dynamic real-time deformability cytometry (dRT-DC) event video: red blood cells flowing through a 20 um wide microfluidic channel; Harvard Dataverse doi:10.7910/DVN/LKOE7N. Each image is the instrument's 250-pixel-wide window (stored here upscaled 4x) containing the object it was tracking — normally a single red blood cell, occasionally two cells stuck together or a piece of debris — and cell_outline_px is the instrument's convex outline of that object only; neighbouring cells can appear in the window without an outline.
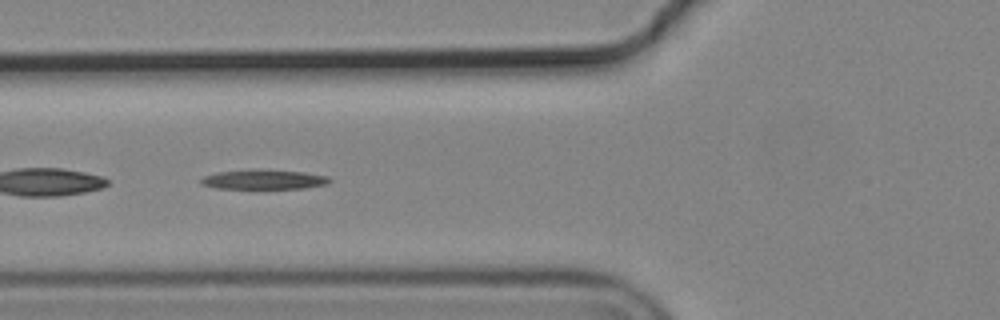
{"species": "common noctule bat (a hibernating species)", "species_latin": "Nyctalus noctula", "temperature_condition": "cold", "stored_images_in_passage": 53, "segment_of_instrument_passage": [2, 2], "camera_frame_rate_fps": 3000, "um_per_image_px": 0.085, "animal": {"sex": "male", "body_mass_g": 19.2, "forearm_length_mm": 51.8}, "frame": {"image": 1, "passage_image": 19, "time_ms": 6.0, "image_size_px": [1000, 320], "cell_outline_px": [[332, 180], [328, 184], [304, 188], [216, 188], [200, 184], [200, 180], [204, 176], [216, 172], [304, 172], [328, 176]], "centroid_in_image_um": [22.46, 15.3], "position_along_channel_um": 103.3, "area_um2": 13.64}}
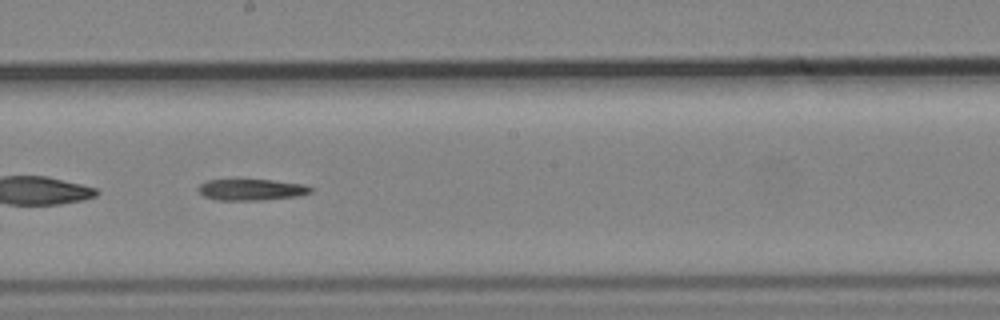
{"frame": {"image": 2, "passage_image": 29, "time_ms": 9.333, "image_size_px": [1000, 320], "cell_outline_px": [[312, 192], [300, 196], [260, 200], [216, 200], [204, 196], [196, 188], [200, 184], [208, 180], [272, 180], [304, 184], [312, 188]], "centroid_in_image_um": [21.38, 16.12], "position_along_channel_um": 226.8, "area_um2": 13.93}}
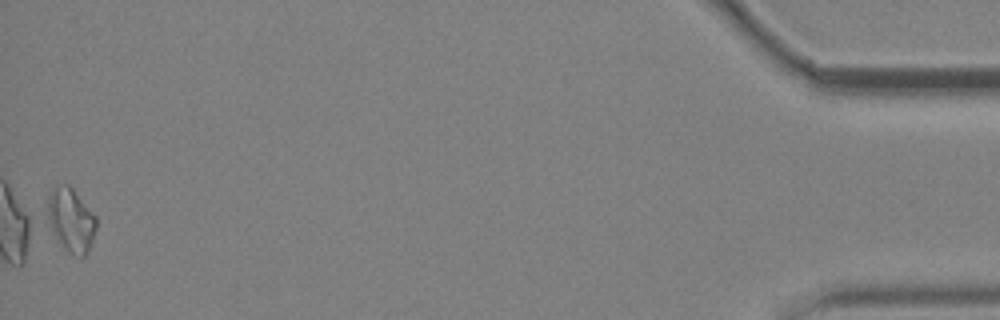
{"frame": {"image": 3, "passage_image": 53, "time_ms": 17.333, "image_size_px": [1000, 320], "cell_outline_px": [[96, 228], [88, 252], [84, 256], [80, 256], [72, 252], [56, 236], [44, 216], [48, 196], [52, 188], [56, 184], [68, 184], [72, 188], [96, 216]], "centroid_in_image_um": [5.99, 18.61], "position_along_channel_um": 429.2, "area_um2": 17.86}}